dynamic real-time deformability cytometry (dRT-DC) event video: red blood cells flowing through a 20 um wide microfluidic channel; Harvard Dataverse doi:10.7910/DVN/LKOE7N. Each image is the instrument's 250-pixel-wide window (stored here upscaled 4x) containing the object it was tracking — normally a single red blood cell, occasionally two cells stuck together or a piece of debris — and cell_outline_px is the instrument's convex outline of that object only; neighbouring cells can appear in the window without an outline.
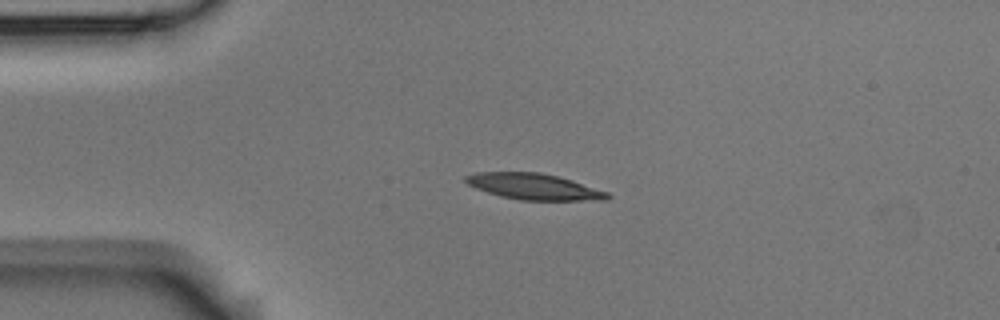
{"species": "Egyptian fruit bat (a non-hibernating species)", "species_latin": "Rousettus aegyptiacus", "temperature_condition": "room temperature", "stored_images_in_passage": 4, "camera_frame_rate_fps": 3000, "um_per_image_px": 0.085, "animal": {"sex": "male"}, "frame": {"image": 1, "passage_image": 2, "time_ms": 0.333, "image_size_px": [1000, 320], "cell_outline_px": [[612, 196], [608, 200], [520, 200], [500, 196], [476, 188], [468, 184], [464, 180], [464, 176], [476, 172], [540, 172], [572, 180], [608, 192]], "centroid_in_image_um": [45.39, 15.86], "position_along_channel_um": 39.6, "area_um2": 21.5}}
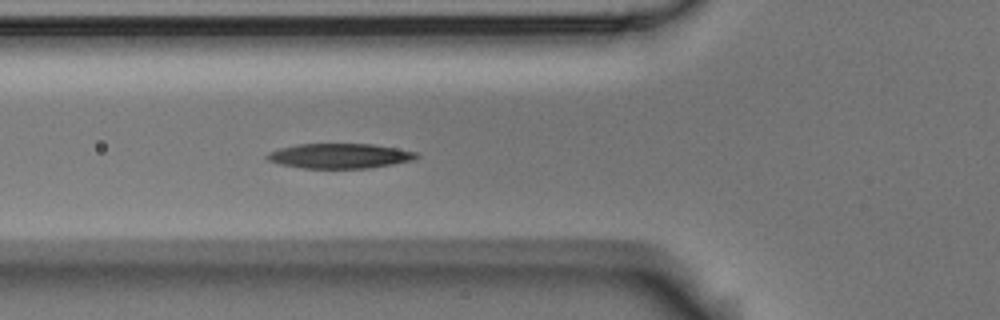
{"frame": {"image": 2, "passage_image": 4, "time_ms": 1.0, "image_size_px": [1000, 320], "cell_outline_px": [[420, 156], [416, 160], [368, 168], [304, 168], [280, 164], [268, 160], [264, 156], [268, 152], [280, 148], [296, 144], [372, 144], [396, 148], [416, 152]], "centroid_in_image_um": [28.88, 13.25], "position_along_channel_um": 96.9, "area_um2": 21.68}}